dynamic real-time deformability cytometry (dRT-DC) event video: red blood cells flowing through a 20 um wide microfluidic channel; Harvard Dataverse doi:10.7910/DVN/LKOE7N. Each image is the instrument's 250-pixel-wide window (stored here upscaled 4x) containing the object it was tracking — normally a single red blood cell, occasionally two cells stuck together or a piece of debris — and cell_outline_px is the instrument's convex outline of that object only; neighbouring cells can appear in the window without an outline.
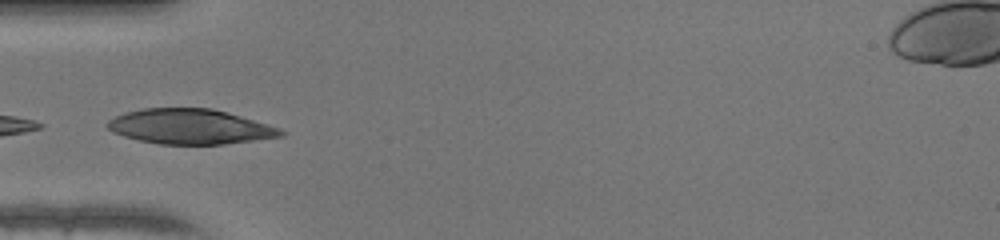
{"species": "human", "species_latin": "Homo sapiens", "temperature_condition": "warm", "stored_images_in_passage": 31, "camera_frame_rate_fps": 3000, "um_per_image_px": 0.085, "donor": {"sex": "female"}, "frame": {"image": 1, "passage_image": 1, "time_ms": 0.0, "image_size_px": [1000, 240], "cell_outline_px": [[288, 132], [284, 136], [224, 144], [160, 144], [140, 140], [124, 136], [112, 132], [104, 124], [108, 120], [116, 116], [128, 112], [144, 108], [212, 108], [228, 112], [280, 128]], "centroid_in_image_um": [16.17, 10.76], "position_along_channel_um": 68.8, "area_um2": 35.32}}
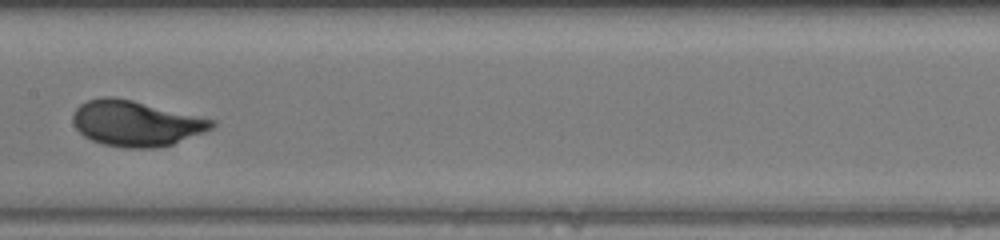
{"frame": {"image": 2, "passage_image": 10, "time_ms": 3.0, "image_size_px": [1000, 240], "cell_outline_px": [[216, 124], [212, 128], [204, 132], [172, 144], [152, 148], [128, 148], [104, 144], [92, 140], [84, 136], [76, 128], [72, 120], [72, 116], [76, 108], [80, 104], [88, 100], [104, 96], [112, 96], [132, 100], [216, 120]], "centroid_in_image_um": [11.54, 10.48], "position_along_channel_um": 195.9, "area_um2": 36.65}}
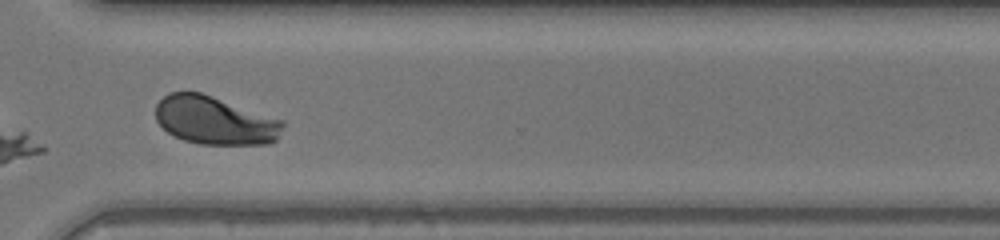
{"frame": {"image": 3, "passage_image": 21, "time_ms": 6.667, "image_size_px": [1000, 240], "cell_outline_px": [[284, 124], [276, 140], [268, 144], [200, 144], [184, 140], [168, 132], [156, 120], [156, 104], [168, 92], [200, 92], [284, 120]], "centroid_in_image_um": [18.26, 10.23], "position_along_channel_um": 352.3, "area_um2": 35.55}, "authors_computed_cell_mechanics": {"area_um2": 35.836, "velocity_mm_per_s": 4.2474, "shape_relaxation_time_tau1_ms": 2.1189, "shape_relaxation_time_tau2_ms": null, "deformation_change_tau1": 0.136, "deformation_change_tau2": null}}